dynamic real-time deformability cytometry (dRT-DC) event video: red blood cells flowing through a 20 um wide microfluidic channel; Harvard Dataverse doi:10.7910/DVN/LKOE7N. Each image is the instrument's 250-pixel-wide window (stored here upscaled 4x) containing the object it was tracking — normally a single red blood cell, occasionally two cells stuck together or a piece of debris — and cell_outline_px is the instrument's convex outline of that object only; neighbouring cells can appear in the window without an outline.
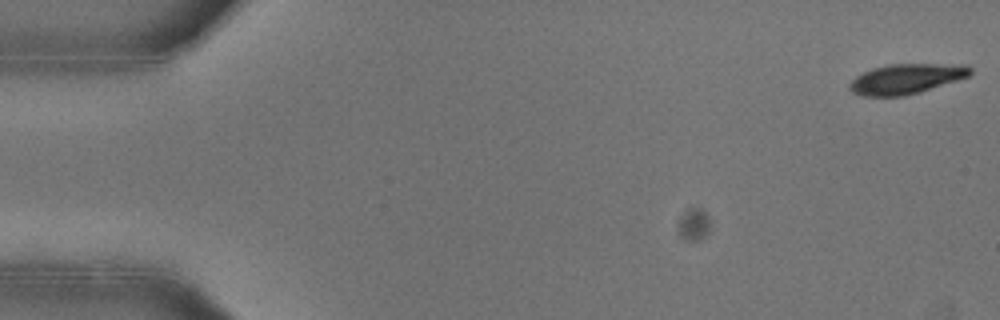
{"species": "common noctule bat (a hibernating species)", "species_latin": "Nyctalus noctula", "temperature_condition": "warm", "stored_images_in_passage": 52, "camera_frame_rate_fps": 3000, "um_per_image_px": 0.085, "animal": {"sex": "female"}, "frame": {"image": 1, "passage_image": 1, "time_ms": 0.0, "image_size_px": [1000, 320], "cell_outline_px": [[972, 72], [968, 76], [920, 92], [904, 96], [860, 96], [852, 92], [848, 88], [848, 84], [856, 76], [872, 68], [888, 64], [968, 64], [972, 68]], "centroid_in_image_um": [77.01, 6.7], "position_along_channel_um": 8.0, "area_um2": 21.21}}
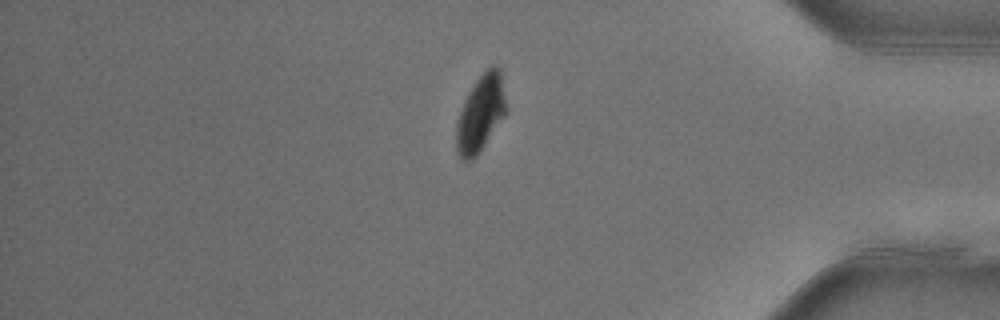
{"frame": {"image": 2, "passage_image": 44, "time_ms": 14.333, "image_size_px": [1000, 320], "cell_outline_px": [[508, 112], [476, 156], [468, 160], [464, 160], [456, 152], [456, 124], [464, 100], [468, 92], [476, 80], [492, 64], [496, 64], [500, 68], [508, 108]], "centroid_in_image_um": [40.88, 9.6], "position_along_channel_um": 394.3, "area_um2": 22.37}}
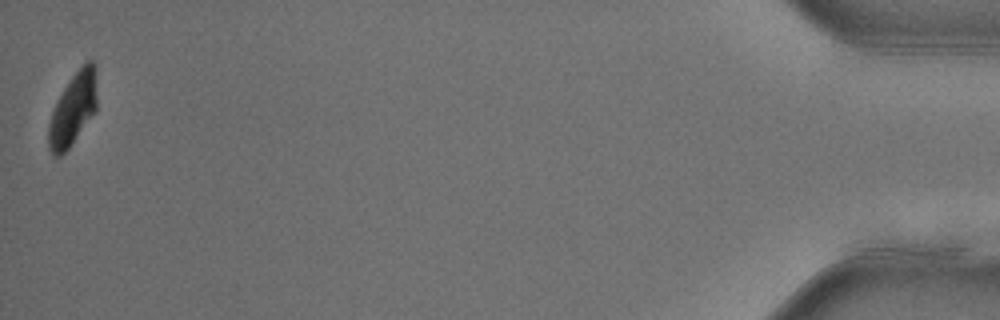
{"frame": {"image": 3, "passage_image": 52, "time_ms": 17.0, "image_size_px": [1000, 320], "cell_outline_px": [[96, 112], [68, 148], [60, 156], [52, 156], [48, 148], [48, 124], [56, 100], [72, 76], [88, 60], [92, 60], [96, 64]], "centroid_in_image_um": [6.2, 9.29], "position_along_channel_um": 429.0, "area_um2": 20.46}, "authors_computed_cell_mechanics": {"area_um2": 24.4494, "velocity_mm_per_s": 3.9454, "shape_relaxation_time_tau1_ms": 2.5843, "shape_relaxation_time_tau2_ms": 3.0463, "deformation_change_tau1": 0.1296, "deformation_change_tau2": 0.0496}}